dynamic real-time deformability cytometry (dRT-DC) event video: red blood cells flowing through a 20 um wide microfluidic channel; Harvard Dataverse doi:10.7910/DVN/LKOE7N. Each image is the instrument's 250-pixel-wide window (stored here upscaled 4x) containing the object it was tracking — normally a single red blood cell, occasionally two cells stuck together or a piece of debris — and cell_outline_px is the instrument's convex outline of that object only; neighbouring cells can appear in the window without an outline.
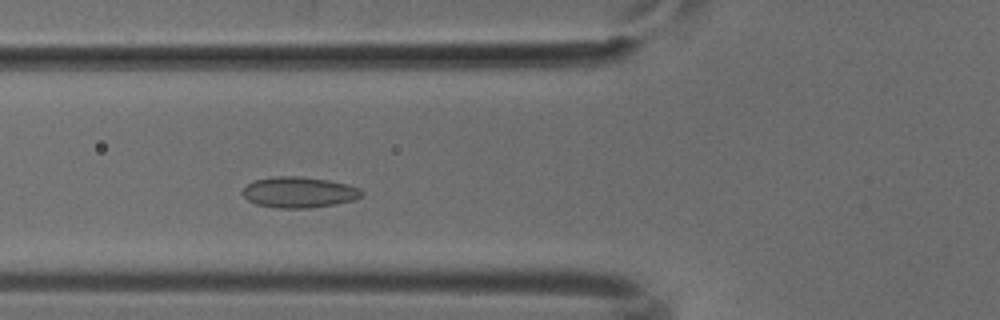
{"species": "common noctule bat (a hibernating species)", "species_latin": "Nyctalus noctula", "temperature_condition": "cold", "stored_images_in_passage": 46, "camera_frame_rate_fps": 3000, "um_per_image_px": 0.085, "animal": {"sex": "male", "body_mass_g": 18.8}, "frame": {"image": 1, "passage_image": 13, "time_ms": 4.0, "image_size_px": [1000, 320], "cell_outline_px": [[364, 192], [360, 196], [352, 200], [336, 204], [308, 208], [276, 208], [256, 204], [248, 200], [240, 192], [252, 180], [272, 176], [300, 176], [328, 180], [348, 184], [360, 188]], "centroid_in_image_um": [25.38, 16.33], "position_along_channel_um": 100.4, "area_um2": 21.56}}
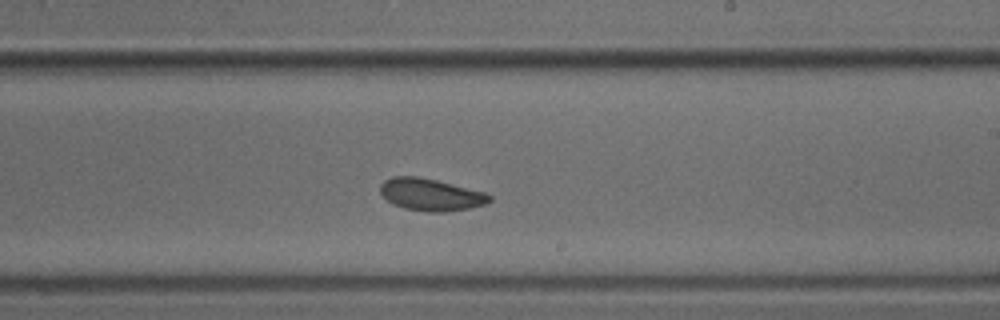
{"frame": {"image": 2, "passage_image": 25, "time_ms": 8.0, "image_size_px": [1000, 320], "cell_outline_px": [[492, 200], [488, 204], [468, 208], [444, 212], [428, 212], [404, 208], [392, 204], [380, 192], [380, 184], [384, 180], [392, 176], [416, 176], [436, 180], [484, 192], [492, 196]], "centroid_in_image_um": [36.61, 16.54], "position_along_channel_um": 252.4, "area_um2": 20.46}}
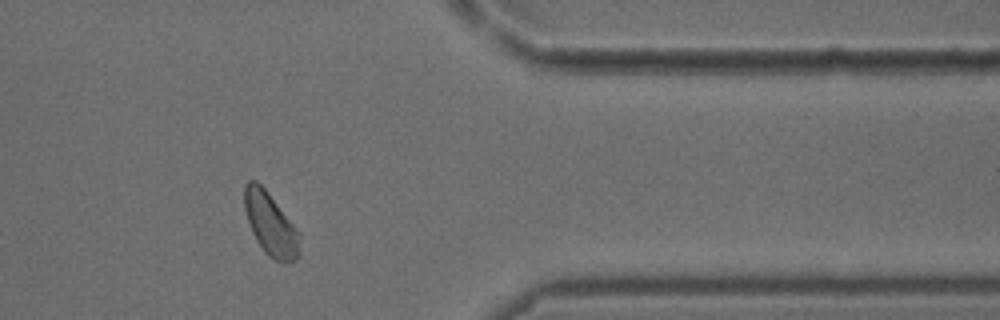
{"frame": {"image": 3, "passage_image": 37, "time_ms": 12.0, "image_size_px": [1000, 320], "cell_outline_px": [[300, 252], [296, 260], [284, 264], [268, 256], [264, 252], [256, 240], [252, 232], [244, 208], [244, 184], [248, 180], [256, 180], [268, 192], [300, 232]], "centroid_in_image_um": [23.01, 19.07], "position_along_channel_um": 388.4, "area_um2": 20.46}}